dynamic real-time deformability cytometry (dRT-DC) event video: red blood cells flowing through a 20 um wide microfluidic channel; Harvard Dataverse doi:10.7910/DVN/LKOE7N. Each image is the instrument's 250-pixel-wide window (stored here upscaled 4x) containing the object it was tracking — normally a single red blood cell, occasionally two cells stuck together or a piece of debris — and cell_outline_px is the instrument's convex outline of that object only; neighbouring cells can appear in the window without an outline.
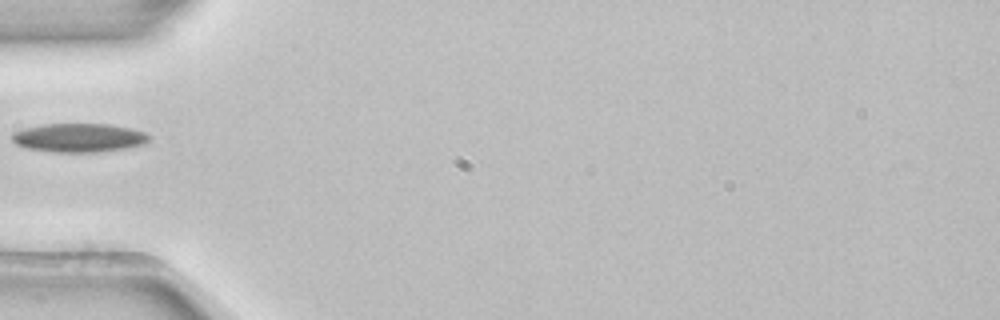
{"species": "common noctule bat (a hibernating species)", "species_latin": "Nyctalus noctula", "temperature_condition": "room temperature", "stored_images_in_passage": 4, "camera_frame_rate_fps": 3000, "um_per_image_px": 0.085, "animal": {"sex": "female", "body_mass_g": 22.7, "forearm_length_mm": 54.2}, "frame": {"image": 1, "passage_image": 4, "time_ms": 1.0, "image_size_px": [1000, 320], "cell_outline_px": [[152, 136], [144, 144], [124, 148], [96, 152], [60, 152], [24, 148], [16, 144], [12, 140], [12, 132], [24, 128], [44, 124], [108, 124], [132, 128], [144, 132]], "centroid_in_image_um": [6.7, 11.7], "position_along_channel_um": 78.3, "area_um2": 22.95}}